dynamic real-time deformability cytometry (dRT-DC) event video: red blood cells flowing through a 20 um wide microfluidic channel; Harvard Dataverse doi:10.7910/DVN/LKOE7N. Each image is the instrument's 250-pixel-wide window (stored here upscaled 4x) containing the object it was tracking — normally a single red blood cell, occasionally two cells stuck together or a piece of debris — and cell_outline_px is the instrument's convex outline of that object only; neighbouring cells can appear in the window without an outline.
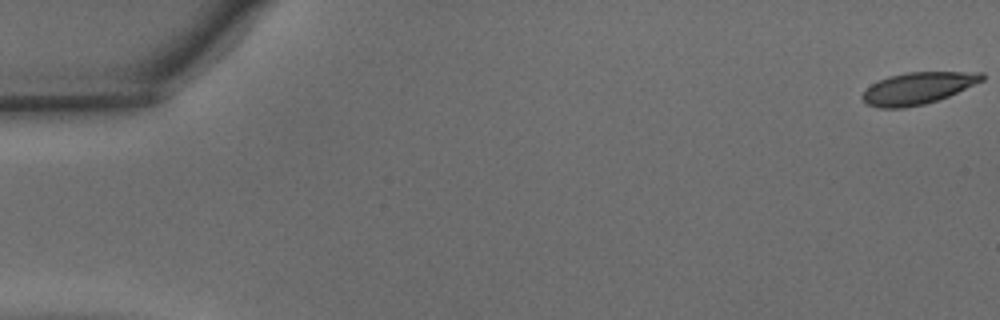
{"species": "common noctule bat (a hibernating species)", "species_latin": "Nyctalus noctula", "temperature_condition": "warm", "stored_images_in_passage": 48, "camera_frame_rate_fps": 3000, "um_per_image_px": 0.085, "animal": {"sex": "male", "body_mass_g": 15.6}, "frame": {"image": 1, "passage_image": 1, "time_ms": 0.0, "image_size_px": [1000, 320], "cell_outline_px": [[984, 80], [948, 96], [924, 104], [904, 108], [880, 108], [868, 104], [860, 96], [872, 84], [888, 76], [908, 72], [984, 72]], "centroid_in_image_um": [78.02, 7.49], "position_along_channel_um": 7.0, "area_um2": 21.96}}
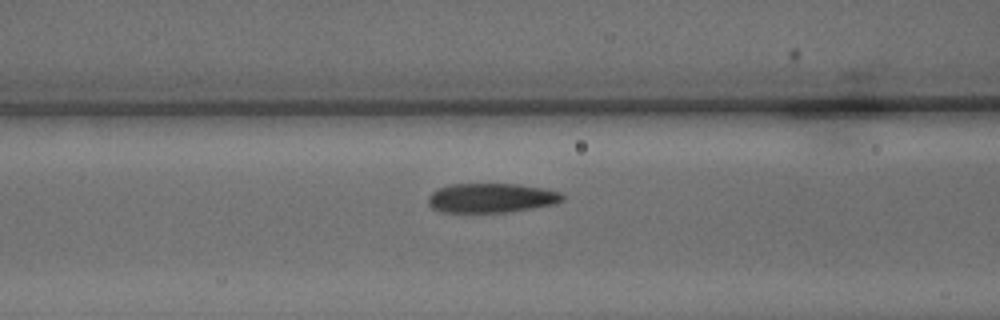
{"frame": {"image": 2, "passage_image": 20, "time_ms": 6.333, "image_size_px": [1000, 320], "cell_outline_px": [[564, 200], [556, 204], [508, 212], [440, 212], [432, 208], [428, 204], [428, 196], [432, 192], [440, 188], [452, 184], [520, 184], [544, 188], [560, 192], [564, 196]], "centroid_in_image_um": [41.78, 16.83], "position_along_channel_um": 124.8, "area_um2": 23.12}}
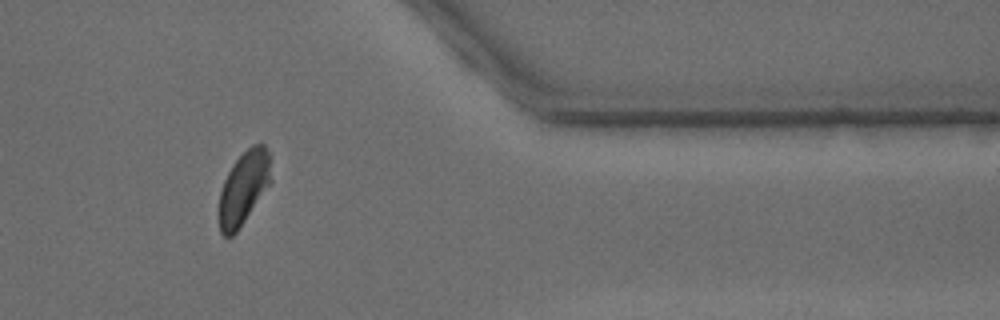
{"frame": {"image": 3, "passage_image": 40, "time_ms": 13.0, "image_size_px": [1000, 320], "cell_outline_px": [[272, 180], [236, 232], [232, 236], [224, 236], [220, 232], [216, 212], [220, 192], [224, 180], [232, 164], [252, 144], [264, 144], [268, 152]], "centroid_in_image_um": [20.66, 15.99], "position_along_channel_um": 390.7, "area_um2": 22.2}, "authors_computed_cell_mechanics": {"area_um2": 23.4668, "velocity_mm_per_s": 4.2851, "shape_relaxation_time_tau1_ms": 2.6315, "shape_relaxation_time_tau2_ms": 0.9545, "deformation_change_tau1": 0.1339, "deformation_change_tau2": 0.0544}}